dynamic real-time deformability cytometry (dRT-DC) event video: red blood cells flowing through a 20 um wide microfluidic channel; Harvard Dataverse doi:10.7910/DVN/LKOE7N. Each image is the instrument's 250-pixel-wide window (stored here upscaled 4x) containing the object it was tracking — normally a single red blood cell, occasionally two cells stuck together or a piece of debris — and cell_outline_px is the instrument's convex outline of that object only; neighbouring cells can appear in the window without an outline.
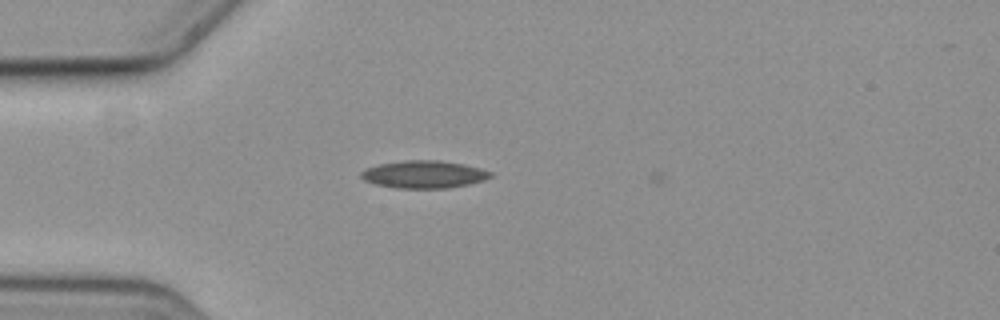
{"species": "common noctule bat (a hibernating species)", "species_latin": "Nyctalus noctula", "temperature_condition": "cold", "stored_images_in_passage": 9, "camera_frame_rate_fps": 3000, "um_per_image_px": 0.085, "animal": {"sex": "female", "body_mass_g": 19.3, "forearm_length_mm": 54.1}, "frame": {"image": 1, "passage_image": 7, "time_ms": 2.0, "image_size_px": [1000, 320], "cell_outline_px": [[492, 176], [484, 180], [468, 184], [444, 188], [396, 188], [376, 184], [364, 180], [360, 176], [360, 172], [364, 168], [380, 164], [404, 160], [440, 160], [464, 164], [480, 168], [492, 172]], "centroid_in_image_um": [36.01, 14.81], "position_along_channel_um": 49.0, "area_um2": 20.75}}